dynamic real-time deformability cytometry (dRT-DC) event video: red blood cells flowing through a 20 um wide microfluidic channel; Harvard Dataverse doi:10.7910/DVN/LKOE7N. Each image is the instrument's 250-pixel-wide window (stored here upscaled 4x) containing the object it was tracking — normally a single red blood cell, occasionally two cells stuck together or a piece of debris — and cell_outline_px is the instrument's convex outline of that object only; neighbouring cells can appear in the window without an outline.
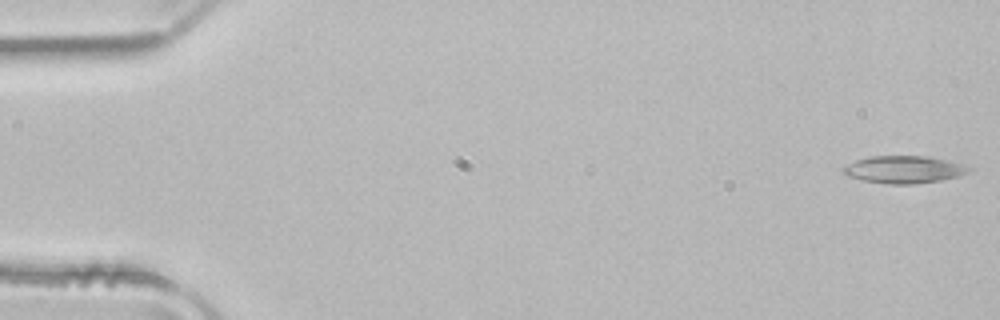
{"species": "common noctule bat (a hibernating species)", "species_latin": "Nyctalus noctula", "temperature_condition": "room temperature", "stored_images_in_passage": 42, "camera_frame_rate_fps": 3000, "um_per_image_px": 0.085, "animal": {"sex": "male", "body_mass_g": 21.5, "forearm_length_mm": 52.0}, "frame": {"image": 1, "passage_image": 1, "time_ms": 0.0, "image_size_px": [1000, 320], "cell_outline_px": [[972, 168], [968, 172], [956, 176], [940, 180], [912, 184], [888, 184], [864, 180], [848, 176], [840, 168], [856, 160], [868, 156], [924, 156], [948, 160], [964, 164]], "centroid_in_image_um": [76.82, 14.4], "position_along_channel_um": 8.2, "area_um2": 19.88}}
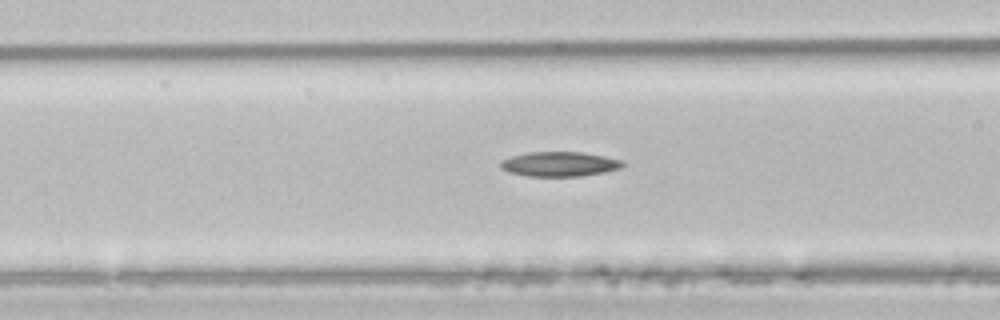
{"frame": {"image": 2, "passage_image": 20, "time_ms": 6.333, "image_size_px": [1000, 320], "cell_outline_px": [[624, 164], [620, 168], [604, 172], [580, 176], [528, 176], [508, 172], [500, 168], [500, 160], [512, 156], [528, 152], [580, 152], [604, 156], [624, 160]], "centroid_in_image_um": [47.54, 13.94], "position_along_channel_um": 119.1, "area_um2": 17.57}}
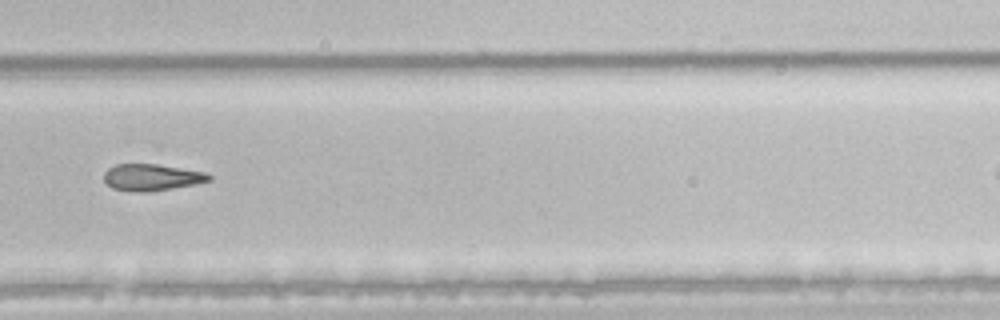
{"frame": {"image": 3, "passage_image": 35, "time_ms": 11.333, "image_size_px": [1000, 320], "cell_outline_px": [[212, 180], [196, 184], [148, 192], [128, 192], [112, 188], [104, 180], [104, 172], [108, 168], [116, 164], [156, 164], [204, 172], [212, 176]], "centroid_in_image_um": [12.87, 15.08], "position_along_channel_um": 316.9, "area_um2": 16.36}}